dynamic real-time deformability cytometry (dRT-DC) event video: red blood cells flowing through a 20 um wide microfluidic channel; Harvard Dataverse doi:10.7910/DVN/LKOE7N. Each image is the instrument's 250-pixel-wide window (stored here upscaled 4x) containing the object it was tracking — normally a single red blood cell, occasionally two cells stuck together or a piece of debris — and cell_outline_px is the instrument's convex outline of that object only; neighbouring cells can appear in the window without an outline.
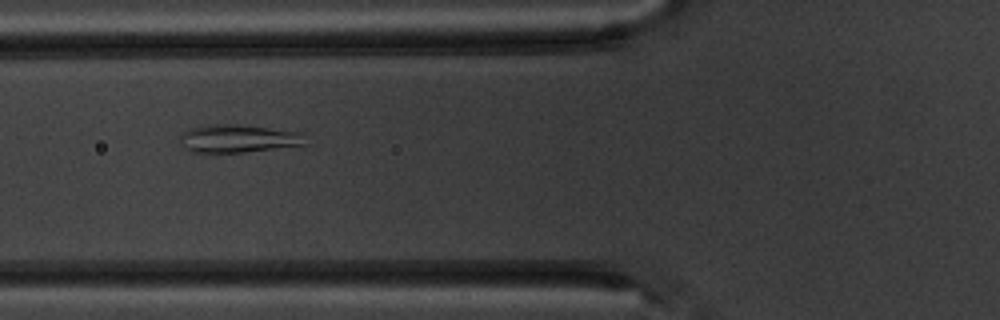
{"species": "common noctule bat (a hibernating species)", "species_latin": "Nyctalus noctula", "temperature_condition": "warm", "stored_images_in_passage": 10, "camera_frame_rate_fps": 3000, "um_per_image_px": 0.085, "animal": {"sex": "male", "body_mass_g": 20.1, "forearm_length_mm": 53.5}, "frame": {"image": 1, "passage_image": 6, "time_ms": 5.667, "image_size_px": [1000, 320], "cell_outline_px": [[308, 144], [244, 152], [192, 152], [180, 148], [180, 132], [188, 128], [204, 124], [236, 124], [308, 132]], "centroid_in_image_um": [20.26, 11.76], "position_along_channel_um": 105.5, "area_um2": 21.21}}
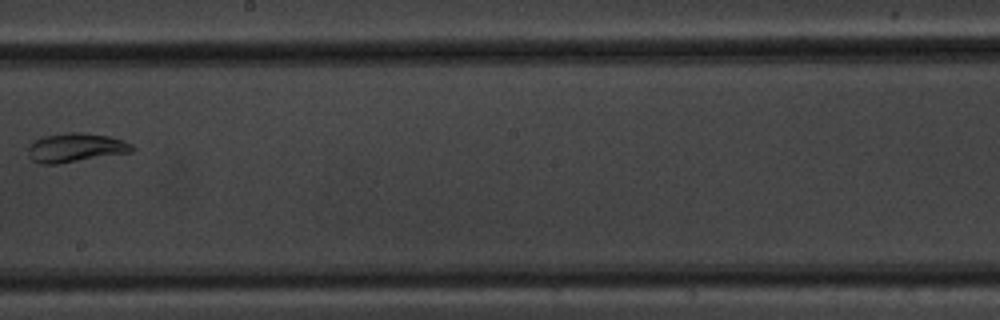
{"frame": {"image": 2, "passage_image": 9, "time_ms": 9.333, "image_size_px": [1000, 320], "cell_outline_px": [[136, 148], [132, 152], [56, 164], [40, 164], [32, 160], [28, 152], [28, 148], [36, 140], [44, 136], [68, 132], [80, 132], [108, 136], [132, 144]], "centroid_in_image_um": [6.44, 12.55], "position_along_channel_um": 241.8, "area_um2": 17.34}}